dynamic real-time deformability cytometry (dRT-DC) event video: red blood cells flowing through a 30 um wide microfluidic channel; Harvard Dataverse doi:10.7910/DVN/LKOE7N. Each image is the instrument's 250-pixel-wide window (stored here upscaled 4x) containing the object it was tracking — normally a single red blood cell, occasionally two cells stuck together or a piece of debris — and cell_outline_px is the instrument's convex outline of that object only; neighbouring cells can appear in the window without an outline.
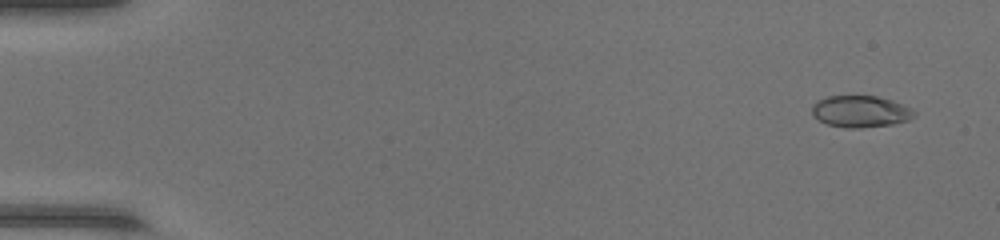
{"species": "common noctule bat (a hibernating species)", "species_latin": "Nyctalus noctula", "temperature_condition": "warm", "stored_images_in_passage": 46, "camera_frame_rate_fps": 3000, "um_per_image_px": 0.085, "animal": {"sex": "female", "body_mass_g": 17.0, "forearm_length_mm": 48.0}, "frame": {"image": 1, "passage_image": 1, "time_ms": 0.0, "image_size_px": [1000, 240], "cell_outline_px": [[916, 116], [908, 120], [892, 124], [860, 128], [844, 128], [828, 124], [812, 116], [812, 104], [816, 100], [828, 96], [876, 96], [892, 100], [904, 104], [912, 108], [916, 112]], "centroid_in_image_um": [73.15, 9.47], "position_along_channel_um": 11.9, "area_um2": 19.07}}
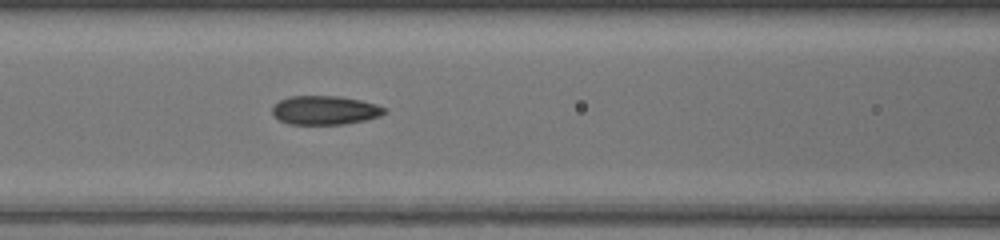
{"frame": {"image": 2, "passage_image": 20, "time_ms": 6.333, "image_size_px": [1000, 240], "cell_outline_px": [[388, 112], [380, 116], [364, 120], [344, 124], [288, 124], [280, 120], [272, 112], [272, 108], [280, 100], [288, 96], [340, 96], [360, 100], [376, 104], [388, 108]], "centroid_in_image_um": [27.66, 9.36], "position_along_channel_um": 138.9, "area_um2": 18.9}}
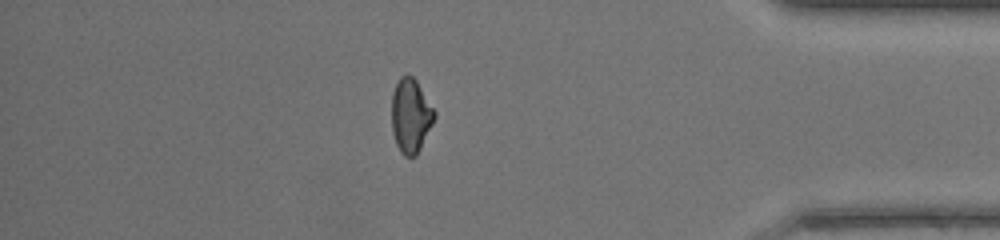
{"frame": {"image": 3, "passage_image": 40, "time_ms": 13.0, "image_size_px": [1000, 240], "cell_outline_px": [[436, 116], [416, 156], [404, 156], [400, 152], [396, 144], [392, 132], [392, 92], [400, 76], [412, 76], [416, 80], [436, 112]], "centroid_in_image_um": [34.9, 9.84], "position_along_channel_um": 400.3, "area_um2": 18.32}, "authors_computed_cell_mechanics": {"area_um2": 18.6116, "velocity_mm_per_s": 4.4063, "shape_relaxation_time_tau1_ms": null, "shape_relaxation_time_tau2_ms": 1.3633, "deformation_change_tau1": null, "deformation_change_tau2": 0.0525}}